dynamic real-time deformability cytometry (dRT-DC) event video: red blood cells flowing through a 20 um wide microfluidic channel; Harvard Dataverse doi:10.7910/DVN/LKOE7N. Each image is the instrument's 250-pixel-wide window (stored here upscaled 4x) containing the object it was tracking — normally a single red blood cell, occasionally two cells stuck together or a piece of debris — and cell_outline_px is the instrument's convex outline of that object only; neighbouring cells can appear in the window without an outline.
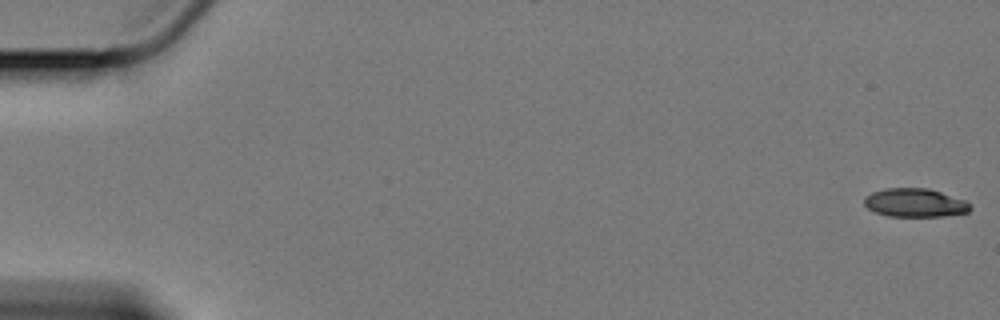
{"species": "Egyptian fruit bat (a non-hibernating species)", "species_latin": "Rousettus aegyptiacus", "temperature_condition": "cold", "stored_images_in_passage": 21, "camera_frame_rate_fps": 3000, "um_per_image_px": 0.085, "animal": {"sex": "female"}, "frame": {"image": 1, "passage_image": 1, "time_ms": 0.0, "image_size_px": [1000, 320], "cell_outline_px": [[972, 208], [968, 212], [944, 216], [888, 216], [876, 212], [868, 208], [864, 204], [864, 196], [872, 192], [884, 188], [928, 188], [964, 200], [972, 204]], "centroid_in_image_um": [77.77, 17.23], "position_along_channel_um": 7.2, "area_um2": 17.63}}
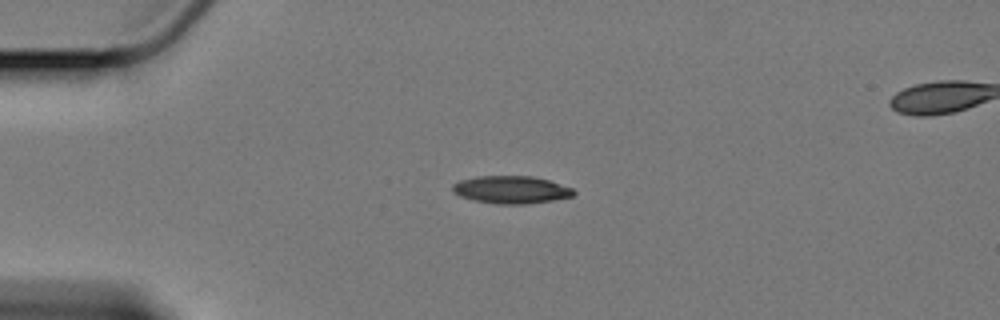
{"frame": {"image": 2, "passage_image": 15, "time_ms": 4.667, "image_size_px": [1000, 320], "cell_outline_px": [[576, 192], [572, 196], [552, 200], [524, 204], [496, 204], [476, 200], [460, 196], [452, 192], [452, 184], [460, 180], [476, 176], [532, 176], [548, 180], [572, 188]], "centroid_in_image_um": [43.42, 16.12], "position_along_channel_um": 41.6, "area_um2": 19.36}}